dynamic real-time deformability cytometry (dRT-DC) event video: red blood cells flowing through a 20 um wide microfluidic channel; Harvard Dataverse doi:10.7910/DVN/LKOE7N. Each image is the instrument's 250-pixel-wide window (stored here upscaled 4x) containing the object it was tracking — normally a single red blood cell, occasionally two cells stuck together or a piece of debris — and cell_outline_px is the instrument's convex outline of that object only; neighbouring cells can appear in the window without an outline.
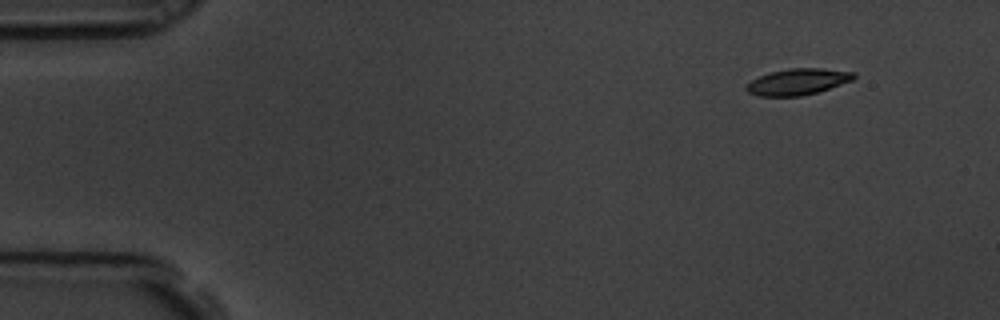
{"species": "common noctule bat (a hibernating species)", "species_latin": "Nyctalus noctula", "temperature_condition": "room temperature", "stored_images_in_passage": 10, "camera_frame_rate_fps": 3000, "um_per_image_px": 0.085, "animal": {"sex": "male", "body_mass_g": 19.5, "forearm_length_mm": 54.6}, "frame": {"image": 1, "passage_image": 1, "time_ms": 0.0, "image_size_px": [1000, 320], "cell_outline_px": [[856, 76], [852, 80], [816, 92], [800, 96], [760, 96], [748, 92], [744, 88], [744, 84], [760, 76], [772, 72], [792, 68], [820, 68], [856, 72]], "centroid_in_image_um": [67.78, 6.95], "position_along_channel_um": 17.2, "area_um2": 16.24}}
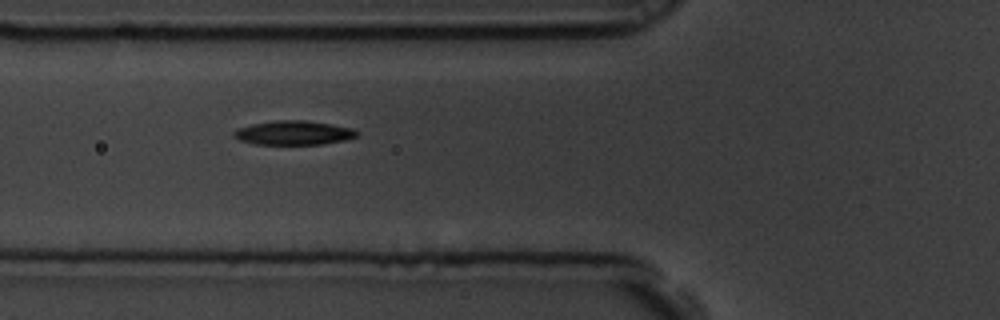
{"frame": {"image": 2, "passage_image": 5, "time_ms": 1.333, "image_size_px": [1000, 320], "cell_outline_px": [[360, 132], [356, 136], [344, 140], [324, 144], [256, 144], [240, 140], [232, 136], [232, 132], [236, 128], [252, 124], [276, 120], [304, 120], [332, 124], [352, 128]], "centroid_in_image_um": [24.94, 11.28], "position_along_channel_um": 100.9, "area_um2": 17.34}}
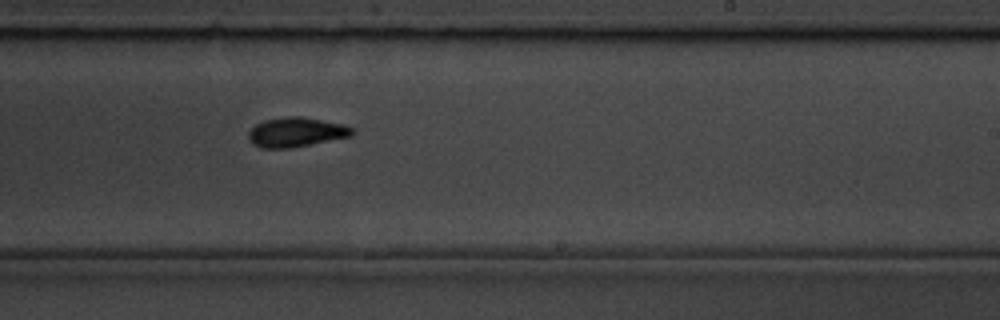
{"frame": {"image": 3, "passage_image": 9, "time_ms": 2.667, "image_size_px": [1000, 320], "cell_outline_px": [[356, 132], [352, 136], [292, 148], [260, 148], [252, 144], [248, 140], [248, 132], [256, 124], [264, 120], [288, 116], [300, 116], [344, 124], [352, 128]], "centroid_in_image_um": [25.17, 11.24], "position_along_channel_um": 263.8, "area_um2": 18.03}}